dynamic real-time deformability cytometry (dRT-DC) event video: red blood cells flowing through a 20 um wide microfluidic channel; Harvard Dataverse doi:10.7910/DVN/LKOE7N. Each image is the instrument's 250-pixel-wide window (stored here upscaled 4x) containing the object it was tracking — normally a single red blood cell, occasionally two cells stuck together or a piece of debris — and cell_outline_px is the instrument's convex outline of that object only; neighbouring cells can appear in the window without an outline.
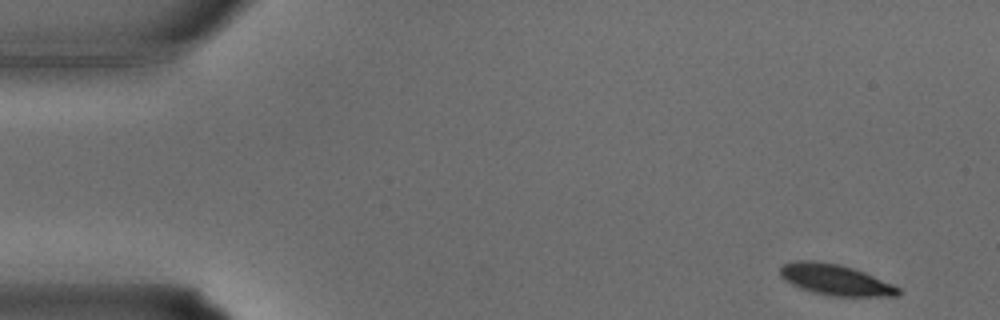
{"species": "common noctule bat (a hibernating species)", "species_latin": "Nyctalus noctula", "temperature_condition": "warm", "stored_images_in_passage": 33, "camera_frame_rate_fps": 3000, "um_per_image_px": 0.085, "animal": {"sex": "male", "body_mass_g": 15.6}, "frame": {"image": 1, "passage_image": 1, "time_ms": 0.0, "image_size_px": [1000, 320], "cell_outline_px": [[900, 292], [896, 296], [828, 296], [812, 292], [800, 288], [784, 280], [780, 276], [780, 268], [784, 264], [800, 260], [812, 260], [840, 264], [864, 272], [892, 284], [900, 288]], "centroid_in_image_um": [70.98, 23.78], "position_along_channel_um": 14.0, "area_um2": 21.15}}
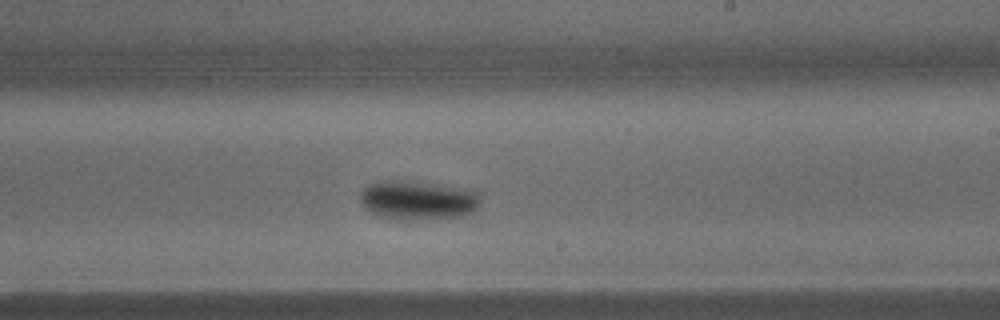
{"frame": {"image": 2, "passage_image": 19, "time_ms": 6.0, "image_size_px": [1000, 320], "cell_outline_px": [[480, 204], [472, 212], [460, 216], [416, 220], [396, 220], [380, 216], [364, 208], [360, 200], [360, 192], [364, 188], [372, 184], [428, 184], [476, 188], [480, 196]], "centroid_in_image_um": [35.62, 17.08], "position_along_channel_um": 253.4, "area_um2": 26.53}}
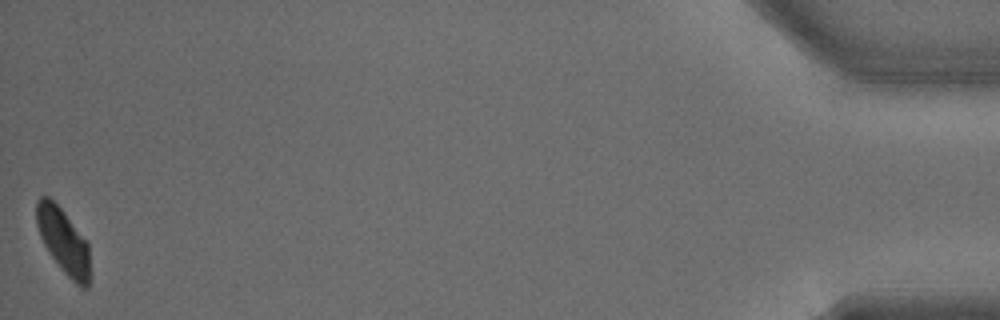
{"frame": {"image": 3, "passage_image": 33, "time_ms": 10.667, "image_size_px": [1000, 320], "cell_outline_px": [[88, 288], [80, 288], [64, 272], [52, 256], [44, 244], [40, 236], [36, 224], [36, 200], [40, 196], [48, 196], [64, 212], [88, 244]], "centroid_in_image_um": [5.35, 20.46], "position_along_channel_um": 429.9, "area_um2": 19.77}}